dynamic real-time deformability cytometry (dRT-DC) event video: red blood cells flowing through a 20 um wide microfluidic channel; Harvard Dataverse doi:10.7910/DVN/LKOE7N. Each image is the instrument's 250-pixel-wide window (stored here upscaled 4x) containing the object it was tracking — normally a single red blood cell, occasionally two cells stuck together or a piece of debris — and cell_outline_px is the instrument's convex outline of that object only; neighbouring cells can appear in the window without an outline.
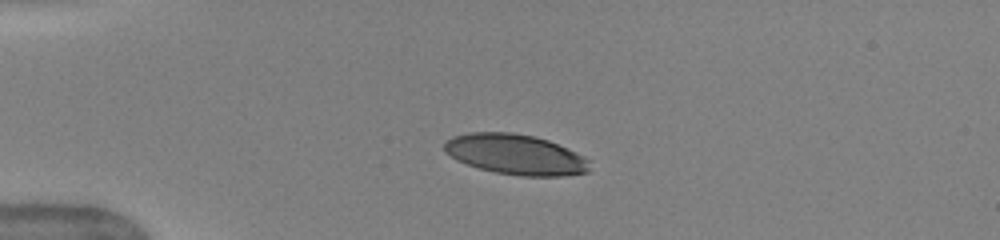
{"species": "human", "species_latin": "Homo sapiens", "temperature_condition": "warm", "stored_images_in_passage": 39, "camera_frame_rate_fps": 3000, "um_per_image_px": 0.085, "donor": {"sex": "female"}, "frame": {"image": 1, "passage_image": 1, "time_ms": 0.0, "image_size_px": [1000, 240], "cell_outline_px": [[588, 172], [564, 176], [520, 176], [496, 172], [480, 168], [456, 160], [444, 152], [444, 144], [452, 136], [468, 132], [512, 132], [532, 136], [548, 140], [584, 156], [588, 160]], "centroid_in_image_um": [43.79, 13.12], "position_along_channel_um": 41.2, "area_um2": 33.99}}
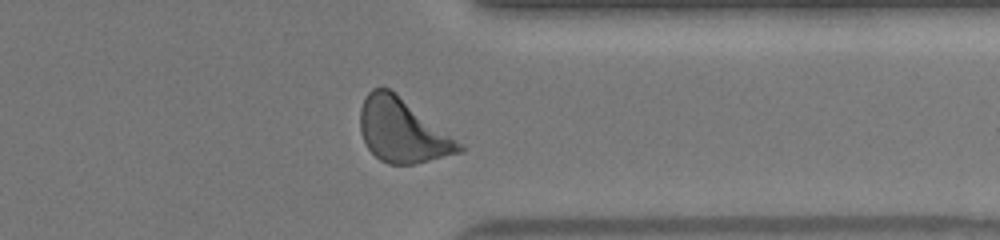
{"frame": {"image": 2, "passage_image": 29, "time_ms": 9.333, "image_size_px": [1000, 240], "cell_outline_px": [[468, 148], [464, 152], [412, 164], [388, 164], [380, 160], [368, 148], [360, 132], [360, 108], [368, 92], [372, 88], [388, 88], [464, 144]], "centroid_in_image_um": [34.23, 11.13], "position_along_channel_um": 377.2, "area_um2": 36.47}}
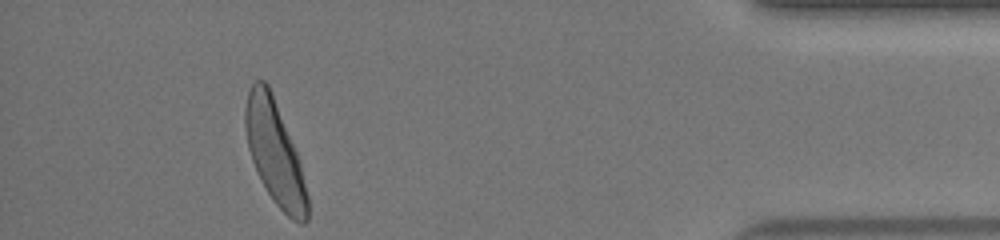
{"frame": {"image": 3, "passage_image": 35, "time_ms": 11.333, "image_size_px": [1000, 240], "cell_outline_px": [[308, 220], [304, 224], [300, 224], [292, 220], [276, 204], [268, 192], [256, 172], [248, 148], [244, 124], [244, 108], [248, 92], [252, 84], [256, 80], [264, 80], [268, 84], [272, 92], [300, 160], [308, 196]], "centroid_in_image_um": [23.36, 12.98], "position_along_channel_um": 411.8, "area_um2": 37.51}, "authors_computed_cell_mechanics": {"area_um2": 36.6452, "velocity_mm_per_s": 4.02, "shape_relaxation_time_tau1_ms": 2.7358, "shape_relaxation_time_tau2_ms": null, "deformation_change_tau1": 0.1717, "deformation_change_tau2": null}}